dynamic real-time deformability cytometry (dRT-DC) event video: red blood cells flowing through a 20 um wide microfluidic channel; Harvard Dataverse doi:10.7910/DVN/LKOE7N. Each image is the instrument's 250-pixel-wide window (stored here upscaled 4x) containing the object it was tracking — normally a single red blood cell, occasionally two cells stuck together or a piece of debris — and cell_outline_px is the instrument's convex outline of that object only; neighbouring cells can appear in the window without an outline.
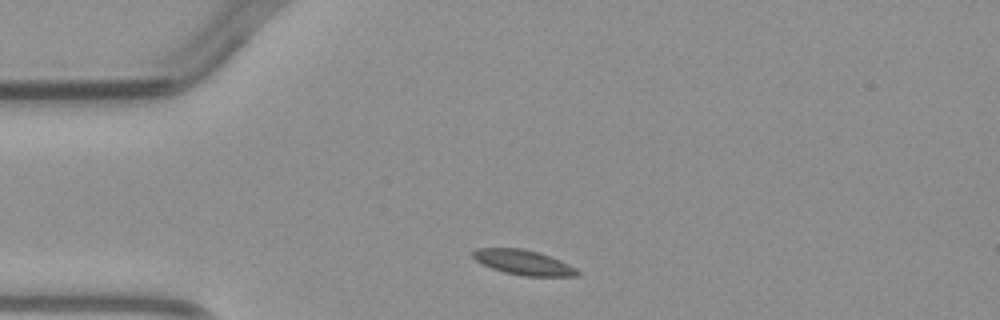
{"species": "common noctule bat (a hibernating species)", "species_latin": "Nyctalus noctula", "temperature_condition": "warm", "stored_images_in_passage": 3, "camera_frame_rate_fps": 3000, "um_per_image_px": 0.085, "animal": {"sex": "male", "body_mass_g": 23.1, "forearm_length_mm": 52.7}, "frame": {"image": 1, "passage_image": 1, "time_ms": 0.0, "image_size_px": [1000, 320], "cell_outline_px": [[580, 272], [576, 276], [524, 276], [504, 272], [492, 268], [476, 260], [472, 256], [472, 252], [476, 248], [520, 248], [536, 252], [560, 260], [576, 268]], "centroid_in_image_um": [44.48, 22.31], "position_along_channel_um": 40.5, "area_um2": 14.91}}
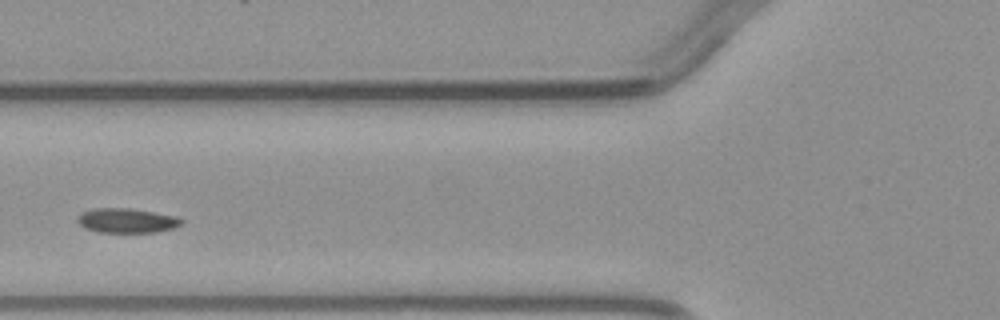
{"frame": {"image": 2, "passage_image": 3, "time_ms": 2.333, "image_size_px": [1000, 320], "cell_outline_px": [[184, 220], [176, 228], [156, 232], [96, 232], [84, 228], [76, 220], [80, 212], [92, 208], [128, 208], [176, 216]], "centroid_in_image_um": [10.74, 18.75], "position_along_channel_um": 115.1, "area_um2": 14.97}}